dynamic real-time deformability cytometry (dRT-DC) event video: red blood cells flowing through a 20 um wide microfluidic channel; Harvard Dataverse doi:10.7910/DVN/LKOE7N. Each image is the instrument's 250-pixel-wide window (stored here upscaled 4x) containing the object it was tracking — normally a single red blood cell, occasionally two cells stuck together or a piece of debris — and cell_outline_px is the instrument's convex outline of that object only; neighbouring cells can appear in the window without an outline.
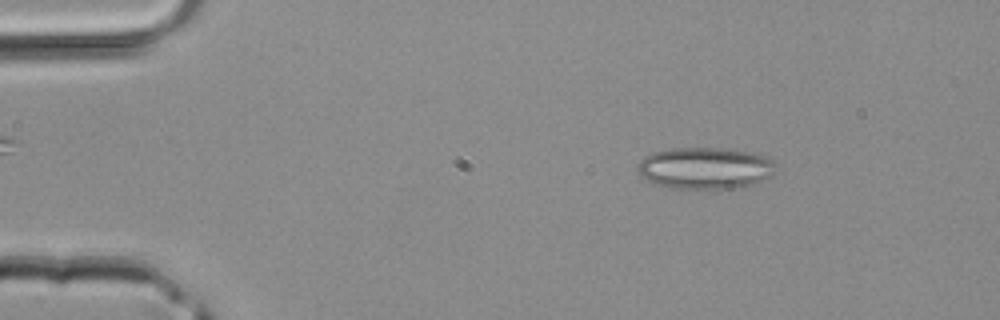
{"species": "common noctule bat (a hibernating species)", "species_latin": "Nyctalus noctula", "temperature_condition": "room temperature", "stored_images_in_passage": 37, "camera_frame_rate_fps": 3000, "um_per_image_px": 0.085, "animal": {"sex": "male", "body_mass_g": 20.4}, "frame": {"image": 1, "passage_image": 2, "time_ms": 0.333, "image_size_px": [1000, 320], "cell_outline_px": [[776, 164], [772, 176], [744, 188], [676, 188], [656, 184], [640, 176], [640, 160], [644, 156], [652, 152], [672, 148], [720, 148], [752, 152], [768, 156]], "centroid_in_image_um": [59.99, 14.28], "position_along_channel_um": 25.0, "area_um2": 33.58}}
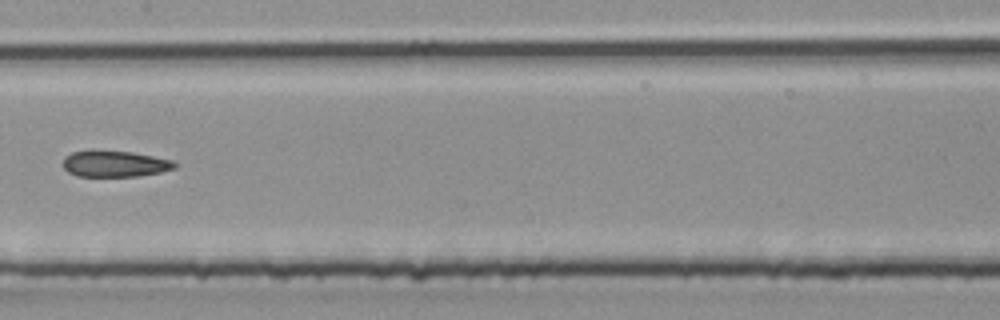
{"frame": {"image": 2, "passage_image": 17, "time_ms": 5.333, "image_size_px": [1000, 320], "cell_outline_px": [[176, 168], [160, 172], [136, 176], [76, 176], [68, 172], [64, 168], [64, 156], [72, 152], [132, 152], [172, 160], [176, 164]], "centroid_in_image_um": [9.77, 13.95], "position_along_channel_um": 197.6, "area_um2": 16.53}}
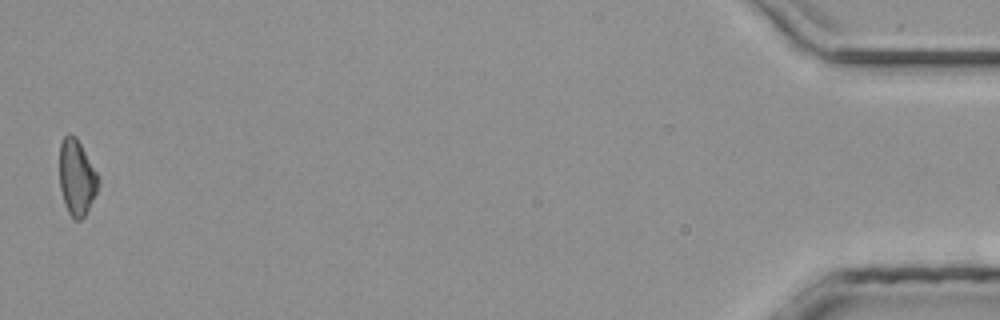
{"frame": {"image": 3, "passage_image": 37, "time_ms": 12.0, "image_size_px": [1000, 320], "cell_outline_px": [[100, 184], [84, 216], [80, 220], [76, 220], [68, 212], [64, 204], [60, 188], [60, 140], [68, 132], [76, 136], [100, 176]], "centroid_in_image_um": [6.53, 15.04], "position_along_channel_um": 428.7, "area_um2": 17.28}}